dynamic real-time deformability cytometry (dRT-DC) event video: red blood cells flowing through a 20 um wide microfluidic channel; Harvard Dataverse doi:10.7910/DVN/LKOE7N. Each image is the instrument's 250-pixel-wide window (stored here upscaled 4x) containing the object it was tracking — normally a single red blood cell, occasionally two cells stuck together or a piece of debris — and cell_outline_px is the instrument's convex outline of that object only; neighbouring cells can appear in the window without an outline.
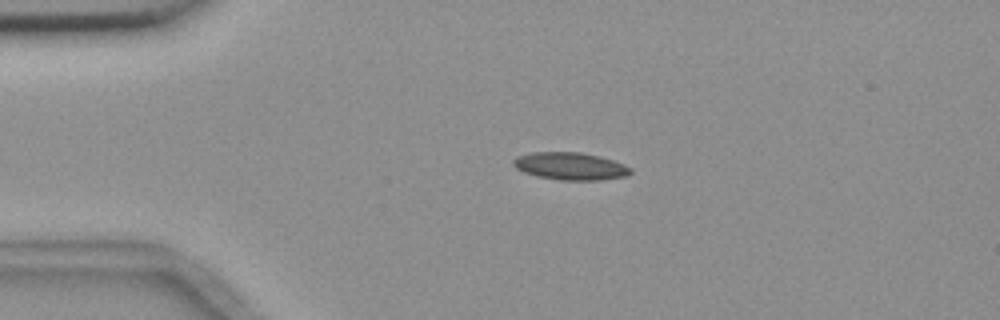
{"species": "common noctule bat (a hibernating species)", "species_latin": "Nyctalus noctula", "temperature_condition": "room temperature", "stored_images_in_passage": 2, "camera_frame_rate_fps": 3000, "um_per_image_px": 0.085, "animal": {"sex": "female", "body_mass_g": 18.4}, "frame": {"image": 1, "passage_image": 1, "time_ms": 0.0, "image_size_px": [1000, 320], "cell_outline_px": [[632, 172], [624, 176], [600, 180], [560, 180], [536, 176], [524, 172], [516, 168], [512, 164], [512, 160], [516, 156], [532, 152], [580, 152], [600, 156], [624, 164], [632, 168]], "centroid_in_image_um": [48.45, 14.12], "position_along_channel_um": 36.5, "area_um2": 18.84}}